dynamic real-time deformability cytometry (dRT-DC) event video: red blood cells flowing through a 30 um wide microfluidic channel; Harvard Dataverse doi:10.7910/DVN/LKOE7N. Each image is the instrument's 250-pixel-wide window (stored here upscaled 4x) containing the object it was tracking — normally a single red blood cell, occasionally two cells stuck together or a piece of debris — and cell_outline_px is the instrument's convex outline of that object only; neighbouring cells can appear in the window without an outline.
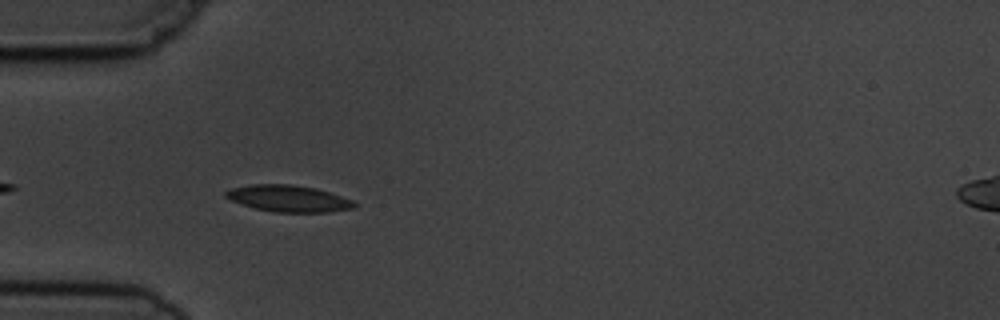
{"species": "common noctule bat (a hibernating species)", "species_latin": "Nyctalus noctula", "temperature_condition": "cold", "stored_images_in_passage": 5, "camera_frame_rate_fps": 3000, "um_per_image_px": 0.085, "animal": {"sex": "male", "body_mass_g": 19.5, "forearm_length_mm": 54.6}, "frame": {"image": 1, "passage_image": 4, "time_ms": 4.333, "image_size_px": [1000, 320], "cell_outline_px": [[356, 204], [352, 208], [328, 212], [272, 212], [256, 208], [232, 200], [224, 196], [224, 192], [232, 188], [252, 184], [292, 184], [316, 188], [352, 200]], "centroid_in_image_um": [24.51, 16.86], "position_along_channel_um": 60.5, "area_um2": 19.65}}
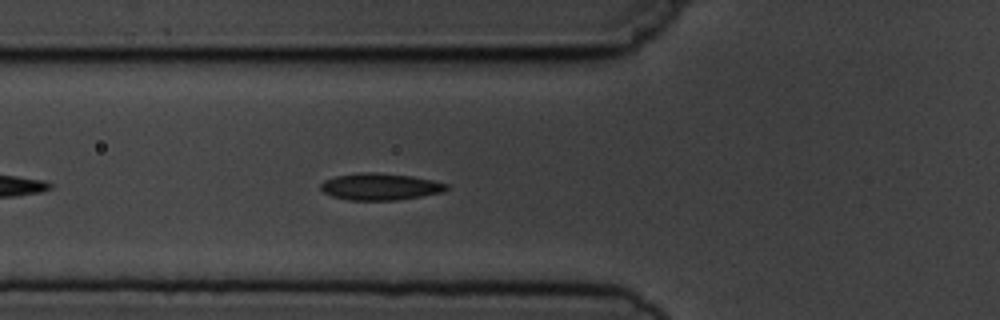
{"frame": {"image": 2, "passage_image": 5, "time_ms": 5.333, "image_size_px": [1000, 320], "cell_outline_px": [[448, 188], [444, 192], [396, 200], [348, 200], [332, 196], [324, 192], [320, 188], [320, 184], [324, 180], [336, 176], [360, 172], [376, 172], [412, 176], [432, 180], [448, 184]], "centroid_in_image_um": [32.3, 15.86], "position_along_channel_um": 93.5, "area_um2": 19.65}}